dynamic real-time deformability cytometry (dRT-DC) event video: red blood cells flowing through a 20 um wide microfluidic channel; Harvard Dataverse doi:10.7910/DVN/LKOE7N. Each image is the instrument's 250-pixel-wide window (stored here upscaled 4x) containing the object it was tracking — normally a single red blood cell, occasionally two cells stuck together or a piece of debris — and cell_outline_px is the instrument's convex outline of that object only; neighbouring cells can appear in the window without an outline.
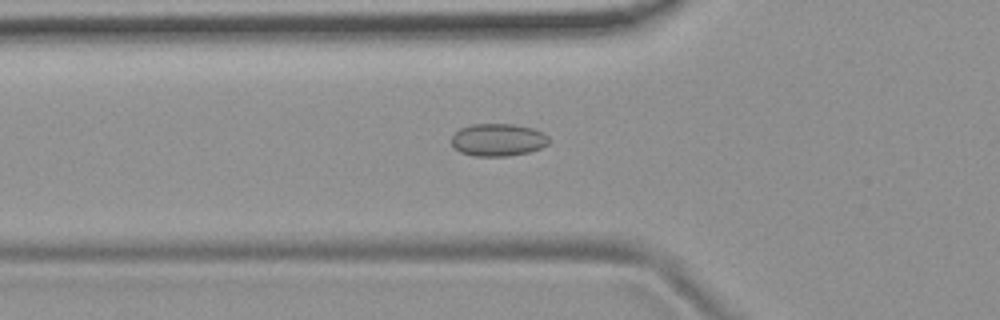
{"species": "common noctule bat (a hibernating species)", "species_latin": "Nyctalus noctula", "temperature_condition": "room temperature", "stored_images_in_passage": 50, "camera_frame_rate_fps": 3000, "um_per_image_px": 0.085, "animal": {"sex": "female", "body_mass_g": 19.9}, "frame": {"image": 1, "passage_image": 19, "time_ms": 6.0, "image_size_px": [1000, 320], "cell_outline_px": [[548, 144], [540, 148], [528, 152], [508, 156], [476, 156], [460, 152], [452, 144], [452, 136], [460, 128], [472, 124], [512, 124], [532, 128], [544, 132], [548, 136]], "centroid_in_image_um": [42.34, 11.88], "position_along_channel_um": 83.5, "area_um2": 18.38}}
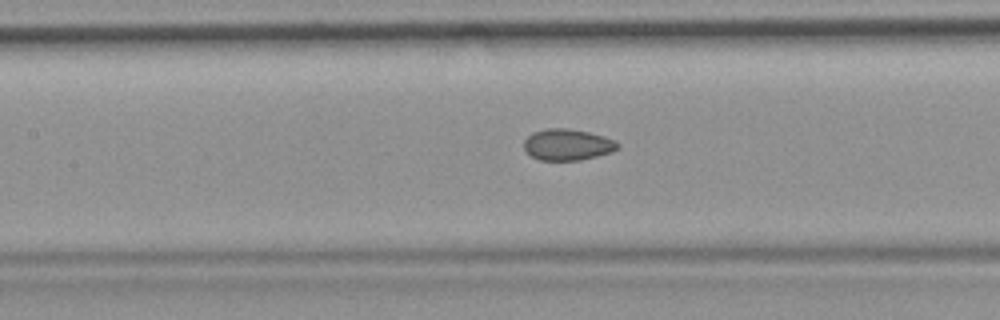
{"frame": {"image": 2, "passage_image": 25, "time_ms": 8.0, "image_size_px": [1000, 320], "cell_outline_px": [[620, 148], [612, 152], [580, 160], [540, 160], [532, 156], [524, 148], [524, 140], [532, 132], [544, 128], [568, 128], [588, 132], [604, 136], [616, 140], [620, 144]], "centroid_in_image_um": [48.26, 12.28], "position_along_channel_um": 159.1, "area_um2": 17.22}}
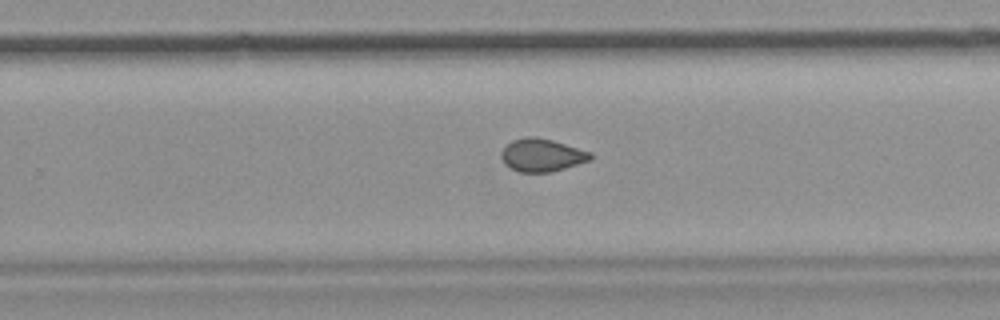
{"frame": {"image": 3, "passage_image": 35, "time_ms": 11.333, "image_size_px": [1000, 320], "cell_outline_px": [[592, 160], [552, 172], [520, 172], [512, 168], [500, 156], [500, 152], [512, 140], [524, 136], [536, 136], [552, 140], [592, 152]], "centroid_in_image_um": [46.09, 13.17], "position_along_channel_um": 283.7, "area_um2": 17.05}, "authors_computed_cell_mechanics": {"area_um2": 17.34, "velocity_mm_per_s": 3.7476, "shape_relaxation_time_tau1_ms": null, "shape_relaxation_time_tau2_ms": 1.9564, "deformation_change_tau1": null, "deformation_change_tau2": 0.0532}}